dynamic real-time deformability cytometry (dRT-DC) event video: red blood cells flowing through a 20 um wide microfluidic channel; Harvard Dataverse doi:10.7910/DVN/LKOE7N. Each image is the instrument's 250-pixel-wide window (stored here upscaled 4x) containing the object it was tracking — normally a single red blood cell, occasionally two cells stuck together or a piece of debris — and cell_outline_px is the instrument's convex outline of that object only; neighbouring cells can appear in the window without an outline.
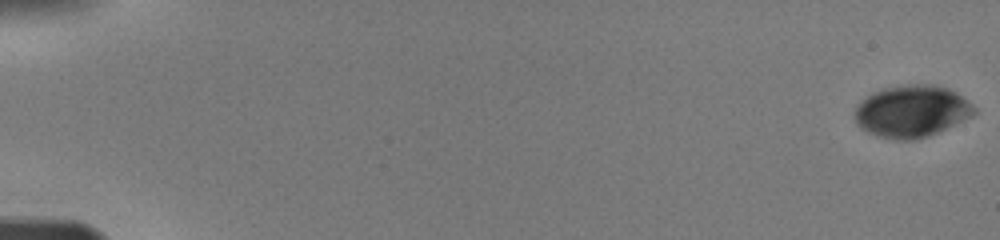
{"species": "human", "species_latin": "Homo sapiens", "temperature_condition": "warm", "stored_images_in_passage": 24, "camera_frame_rate_fps": 3000, "um_per_image_px": 0.085, "donor": {"sex": "male"}, "frame": {"image": 1, "passage_image": 1, "time_ms": 0.0, "image_size_px": [1000, 240], "cell_outline_px": [[976, 112], [972, 116], [928, 136], [916, 140], [892, 140], [868, 132], [860, 128], [856, 124], [856, 108], [868, 96], [884, 88], [908, 84], [932, 84], [948, 88], [956, 92], [968, 100], [976, 108]], "centroid_in_image_um": [77.53, 9.46], "position_along_channel_um": 7.5, "area_um2": 35.89}}
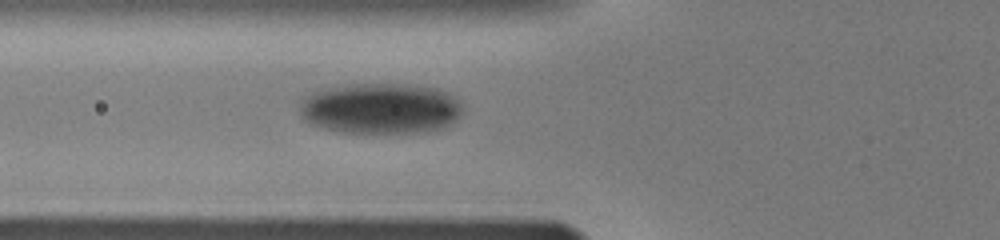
{"frame": {"image": 2, "passage_image": 14, "time_ms": 6.667, "image_size_px": [1000, 240], "cell_outline_px": [[464, 104], [460, 112], [448, 124], [436, 128], [404, 132], [348, 132], [328, 128], [312, 124], [300, 112], [300, 100], [316, 92], [336, 88], [360, 84], [408, 84], [436, 88], [448, 92]], "centroid_in_image_um": [32.38, 9.19], "position_along_channel_um": 93.4, "area_um2": 46.64}}
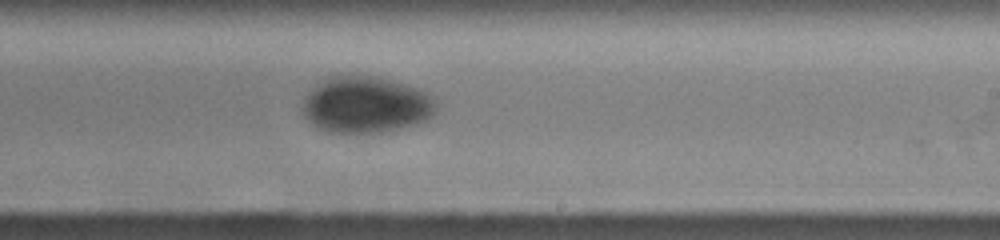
{"frame": {"image": 3, "passage_image": 24, "time_ms": 10.667, "image_size_px": [1000, 240], "cell_outline_px": [[436, 108], [424, 120], [408, 124], [368, 132], [340, 132], [320, 128], [304, 112], [304, 100], [320, 84], [336, 76], [368, 76], [400, 84], [424, 92], [432, 96]], "centroid_in_image_um": [31.1, 8.89], "position_along_channel_um": 257.9, "area_um2": 40.75}}